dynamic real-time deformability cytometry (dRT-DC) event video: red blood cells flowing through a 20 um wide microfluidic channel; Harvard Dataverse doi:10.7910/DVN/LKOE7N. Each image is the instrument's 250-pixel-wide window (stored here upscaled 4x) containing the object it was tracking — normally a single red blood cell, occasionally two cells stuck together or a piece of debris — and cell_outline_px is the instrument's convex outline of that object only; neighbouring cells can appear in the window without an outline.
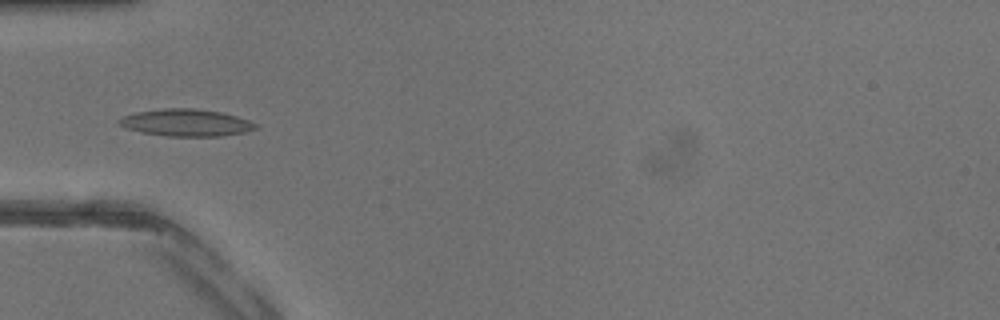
{"species": "common noctule bat (a hibernating species)", "species_latin": "Nyctalus noctula", "temperature_condition": "warm", "stored_images_in_passage": 43, "camera_frame_rate_fps": 3000, "um_per_image_px": 0.085, "animal": {"sex": "male", "body_mass_g": 13.3}, "frame": {"image": 1, "passage_image": 15, "time_ms": 4.667, "image_size_px": [1000, 320], "cell_outline_px": [[260, 128], [244, 132], [220, 136], [168, 136], [140, 132], [128, 128], [120, 124], [116, 120], [124, 116], [136, 112], [164, 108], [196, 108], [220, 112], [236, 116], [248, 120], [256, 124]], "centroid_in_image_um": [15.83, 10.42], "position_along_channel_um": 69.2, "area_um2": 21.44}}
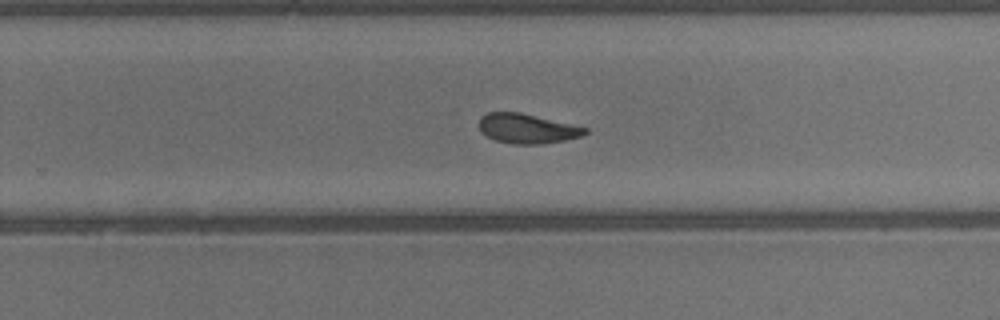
{"frame": {"image": 2, "passage_image": 28, "time_ms": 9.0, "image_size_px": [1000, 320], "cell_outline_px": [[588, 132], [580, 136], [564, 140], [540, 144], [512, 144], [496, 140], [480, 132], [480, 116], [488, 112], [520, 112], [588, 128]], "centroid_in_image_um": [44.78, 10.92], "position_along_channel_um": 285.0, "area_um2": 18.15}}
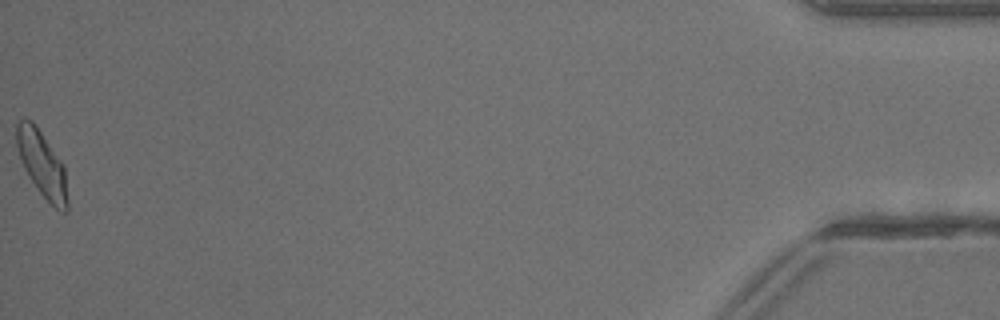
{"frame": {"image": 3, "passage_image": 43, "time_ms": 14.0, "image_size_px": [1000, 320], "cell_outline_px": [[68, 212], [60, 212], [40, 192], [24, 168], [20, 160], [16, 148], [16, 124], [24, 116], [32, 120], [64, 164], [68, 200]], "centroid_in_image_um": [3.57, 13.92], "position_along_channel_um": 431.6, "area_um2": 19.59}}